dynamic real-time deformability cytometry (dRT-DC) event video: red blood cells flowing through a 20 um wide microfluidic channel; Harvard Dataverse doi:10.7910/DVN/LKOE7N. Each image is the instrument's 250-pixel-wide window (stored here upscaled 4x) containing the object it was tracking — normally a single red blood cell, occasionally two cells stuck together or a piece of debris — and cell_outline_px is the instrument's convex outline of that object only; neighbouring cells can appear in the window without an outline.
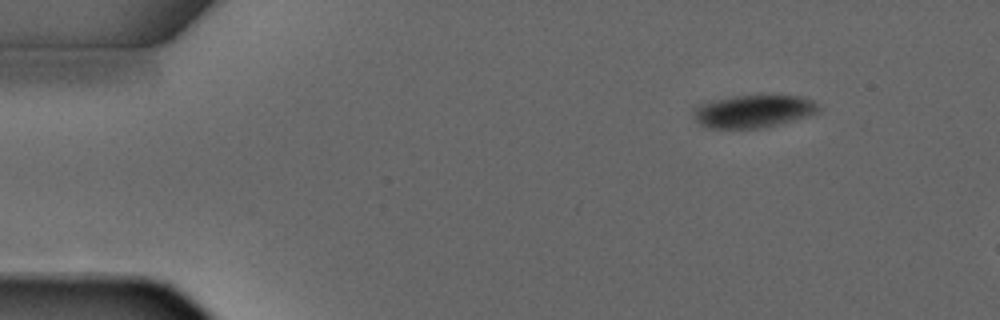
{"species": "common noctule bat (a hibernating species)", "species_latin": "Nyctalus noctula", "temperature_condition": "warm", "stored_images_in_passage": 2, "camera_frame_rate_fps": 3000, "um_per_image_px": 0.085, "animal": {"sex": "male", "forearm_length_mm": 52.5}, "frame": {"image": 1, "passage_image": 1, "time_ms": 0.0, "image_size_px": [1000, 320], "cell_outline_px": [[820, 112], [808, 116], [792, 120], [756, 128], [708, 128], [700, 124], [696, 120], [692, 112], [692, 108], [700, 104], [712, 100], [736, 96], [800, 96], [812, 100], [820, 104]], "centroid_in_image_um": [64.02, 9.45], "position_along_channel_um": 21.0, "area_um2": 23.58}}